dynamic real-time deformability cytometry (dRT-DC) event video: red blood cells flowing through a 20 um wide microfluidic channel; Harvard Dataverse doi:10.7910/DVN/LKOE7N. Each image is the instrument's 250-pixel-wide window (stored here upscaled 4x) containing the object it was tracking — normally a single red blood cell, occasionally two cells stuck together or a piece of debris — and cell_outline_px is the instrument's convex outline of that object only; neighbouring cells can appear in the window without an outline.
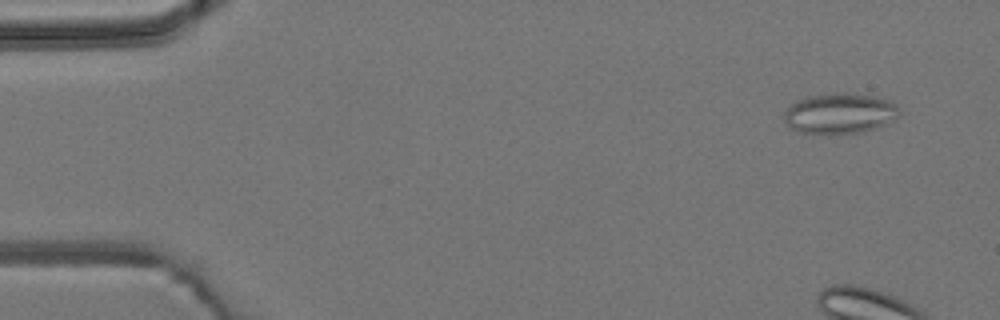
{"species": "common noctule bat (a hibernating species)", "species_latin": "Nyctalus noctula", "temperature_condition": "room temperature", "stored_images_in_passage": 4, "camera_frame_rate_fps": 3000, "um_per_image_px": 0.085, "animal": {"sex": "male", "body_mass_g": 19.2, "forearm_length_mm": 51.8}, "frame": {"image": 1, "passage_image": 1, "time_ms": 0.0, "image_size_px": [1000, 320], "cell_outline_px": [[900, 112], [892, 120], [876, 128], [864, 132], [828, 136], [800, 132], [788, 128], [784, 120], [784, 112], [796, 100], [808, 96], [832, 92], [856, 92], [876, 96], [888, 100], [896, 104], [900, 108]], "centroid_in_image_um": [71.36, 9.65], "position_along_channel_um": 13.6, "area_um2": 28.15}}